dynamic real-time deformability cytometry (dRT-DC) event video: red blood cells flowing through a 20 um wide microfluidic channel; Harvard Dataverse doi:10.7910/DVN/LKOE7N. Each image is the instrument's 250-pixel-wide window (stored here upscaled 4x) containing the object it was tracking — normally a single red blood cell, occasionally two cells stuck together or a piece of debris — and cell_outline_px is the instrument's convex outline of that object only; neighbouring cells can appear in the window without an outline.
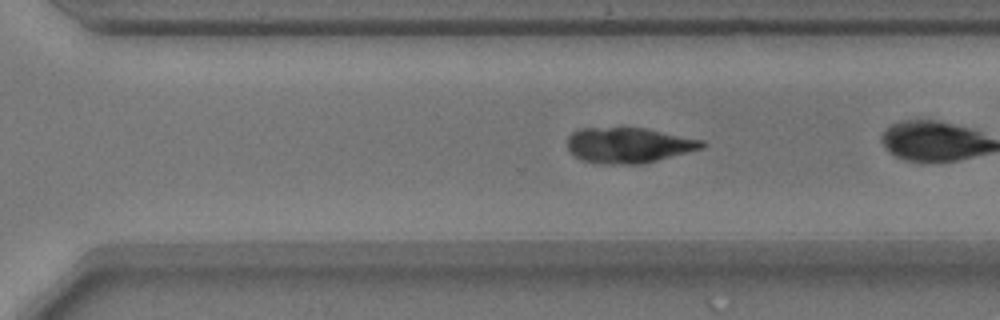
{"species": "common noctule bat (a hibernating species)", "species_latin": "Nyctalus noctula", "temperature_condition": "warm", "stored_images_in_passage": 39, "camera_frame_rate_fps": 3000, "um_per_image_px": 0.085, "animal": {"sex": "male", "body_mass_g": 17.9}, "frame": {"image": 1, "passage_image": 34, "time_ms": 11.0, "image_size_px": [1000, 320], "cell_outline_px": [[704, 148], [640, 164], [600, 164], [584, 160], [576, 156], [568, 148], [568, 136], [572, 132], [580, 128], [644, 128], [704, 140]], "centroid_in_image_um": [53.43, 12.34], "position_along_channel_um": 317.2, "area_um2": 27.51}}